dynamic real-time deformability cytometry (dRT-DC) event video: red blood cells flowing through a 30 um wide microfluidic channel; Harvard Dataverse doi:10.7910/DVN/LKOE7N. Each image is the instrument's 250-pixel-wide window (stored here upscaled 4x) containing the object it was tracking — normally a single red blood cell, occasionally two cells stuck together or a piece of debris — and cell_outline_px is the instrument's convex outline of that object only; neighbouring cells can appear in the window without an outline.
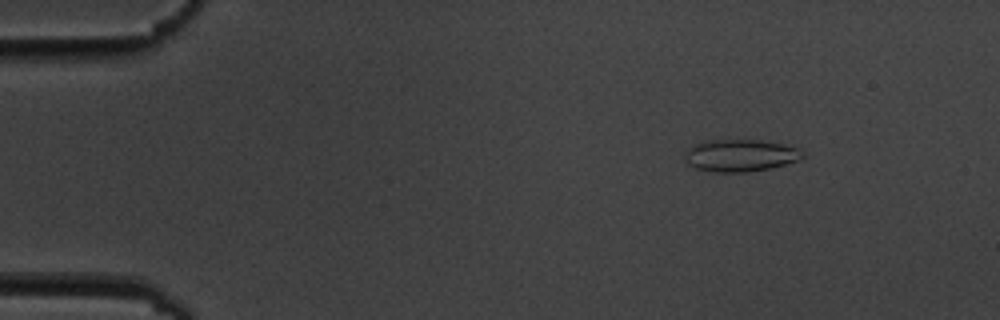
{"species": "common noctule bat (a hibernating species)", "species_latin": "Nyctalus noctula", "temperature_condition": "cold", "stored_images_in_passage": 7, "camera_frame_rate_fps": 3000, "um_per_image_px": 0.085, "animal": {"sex": "male", "body_mass_g": 19.5, "forearm_length_mm": 54.6}, "frame": {"image": 1, "passage_image": 2, "time_ms": 1.0, "image_size_px": [1000, 320], "cell_outline_px": [[804, 156], [796, 160], [784, 164], [768, 168], [744, 172], [716, 172], [696, 168], [688, 164], [684, 156], [688, 148], [704, 140], [760, 140], [784, 144], [796, 148], [804, 152]], "centroid_in_image_um": [62.9, 13.2], "position_along_channel_um": 22.1, "area_um2": 21.79}}
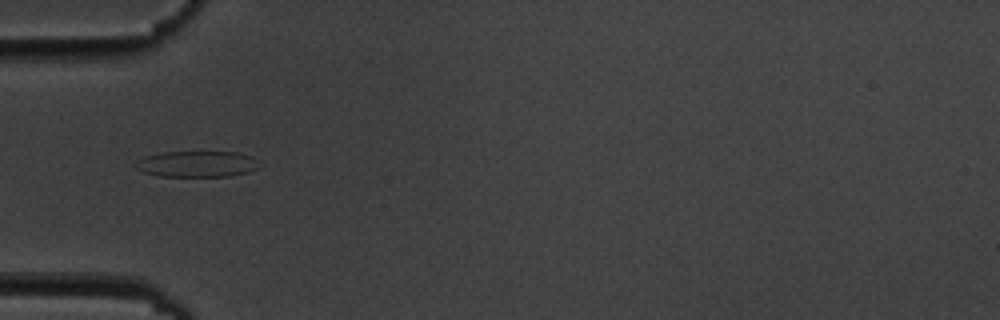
{"frame": {"image": 2, "passage_image": 5, "time_ms": 4.667, "image_size_px": [1000, 320], "cell_outline_px": [[264, 164], [248, 172], [232, 176], [156, 176], [144, 172], [136, 168], [132, 164], [136, 160], [144, 156], [164, 152], [240, 152], [252, 156]], "centroid_in_image_um": [16.76, 13.93], "position_along_channel_um": 68.2, "area_um2": 19.13}}
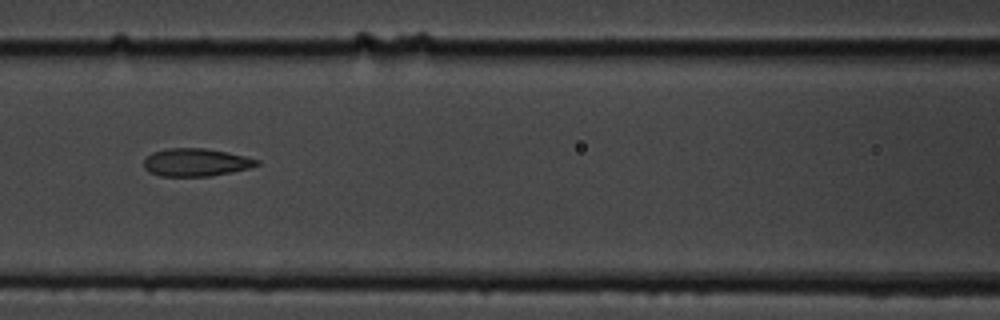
{"frame": {"image": 3, "passage_image": 7, "time_ms": 7.0, "image_size_px": [1000, 320], "cell_outline_px": [[260, 164], [248, 168], [232, 172], [212, 176], [160, 176], [148, 172], [144, 168], [144, 160], [152, 152], [168, 148], [204, 148], [228, 152], [260, 160]], "centroid_in_image_um": [16.64, 13.8], "position_along_channel_um": 150.0, "area_um2": 18.38}}